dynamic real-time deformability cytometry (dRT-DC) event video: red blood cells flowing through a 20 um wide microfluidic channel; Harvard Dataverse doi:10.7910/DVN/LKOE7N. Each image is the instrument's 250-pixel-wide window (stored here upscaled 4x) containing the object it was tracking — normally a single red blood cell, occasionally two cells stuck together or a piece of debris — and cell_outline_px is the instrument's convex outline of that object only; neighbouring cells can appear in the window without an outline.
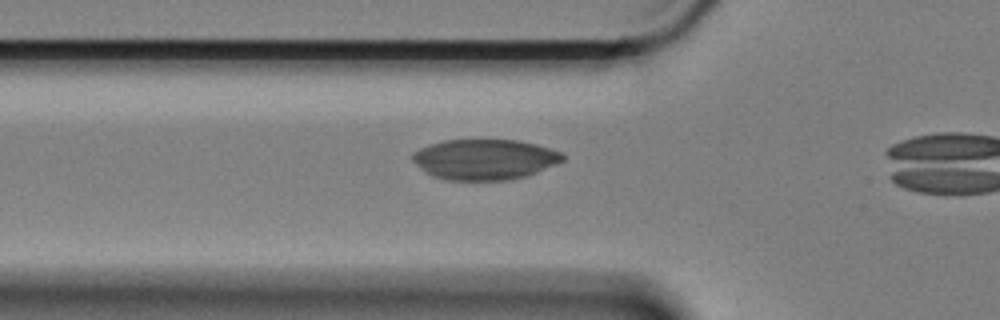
{"species": "Egyptian fruit bat (a non-hibernating species)", "species_latin": "Rousettus aegyptiacus", "temperature_condition": "cold", "stored_images_in_passage": 18, "camera_frame_rate_fps": 3000, "um_per_image_px": 0.085, "animal": {"sex": "female"}, "frame": {"image": 1, "passage_image": 5, "time_ms": 1.333, "image_size_px": [1000, 320], "cell_outline_px": [[564, 160], [556, 164], [536, 172], [524, 176], [508, 180], [444, 180], [432, 176], [420, 168], [412, 160], [412, 152], [428, 144], [444, 140], [520, 140], [536, 144], [560, 152], [564, 156]], "centroid_in_image_um": [41.15, 13.54], "position_along_channel_um": 84.6, "area_um2": 35.43}}
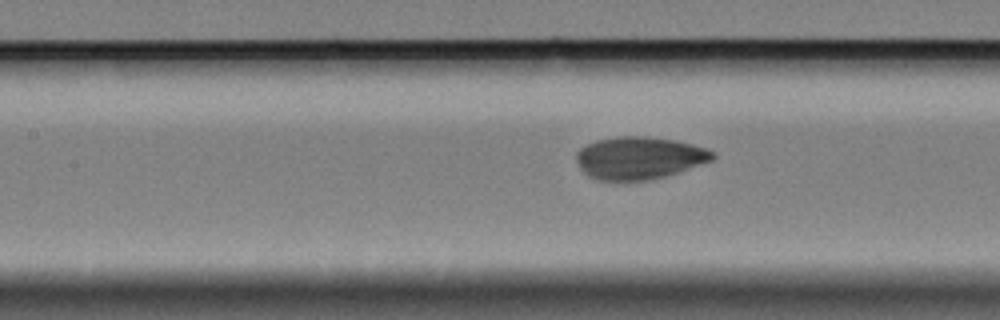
{"frame": {"image": 2, "passage_image": 11, "time_ms": 3.333, "image_size_px": [1000, 320], "cell_outline_px": [[716, 156], [712, 160], [664, 176], [648, 180], [596, 180], [588, 176], [580, 168], [576, 160], [576, 152], [580, 148], [596, 140], [616, 136], [640, 136], [676, 140], [692, 144], [704, 148], [712, 152]], "centroid_in_image_um": [54.28, 13.42], "position_along_channel_um": 153.1, "area_um2": 33.41}}
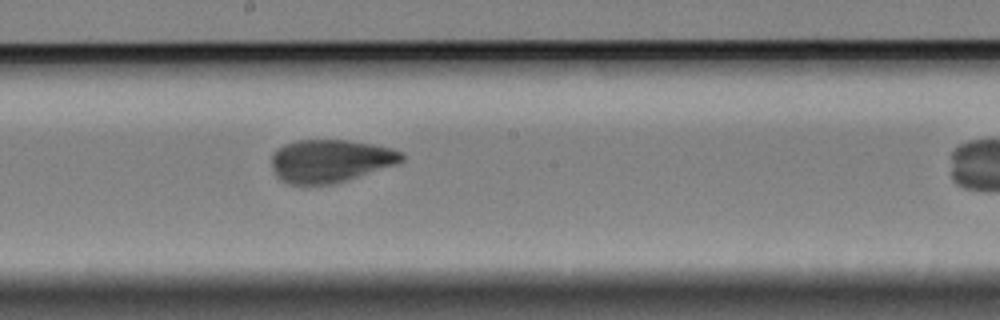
{"frame": {"image": 3, "passage_image": 17, "time_ms": 5.333, "image_size_px": [1000, 320], "cell_outline_px": [[404, 160], [396, 164], [336, 184], [308, 188], [304, 188], [288, 184], [280, 180], [276, 176], [272, 168], [272, 152], [276, 148], [284, 144], [296, 140], [344, 140], [372, 144], [392, 148], [400, 152], [404, 156]], "centroid_in_image_um": [28.0, 13.72], "position_along_channel_um": 220.2, "area_um2": 33.41}}